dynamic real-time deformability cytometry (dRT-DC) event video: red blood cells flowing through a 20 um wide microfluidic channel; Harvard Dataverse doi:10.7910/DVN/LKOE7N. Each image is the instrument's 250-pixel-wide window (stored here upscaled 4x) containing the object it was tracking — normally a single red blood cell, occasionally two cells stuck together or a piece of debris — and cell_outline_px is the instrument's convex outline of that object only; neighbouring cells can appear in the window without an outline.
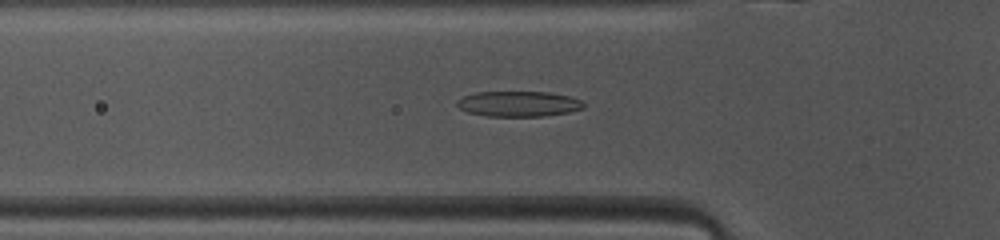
{"species": "common noctule bat (a hibernating species)", "species_latin": "Nyctalus noctula", "temperature_condition": "warm", "stored_images_in_passage": 47, "camera_frame_rate_fps": 3000, "um_per_image_px": 0.085, "animal": {"sex": "female", "body_mass_g": 10.0, "forearm_length_mm": 53.1}, "frame": {"image": 1, "passage_image": 14, "time_ms": 4.333, "image_size_px": [1000, 240], "cell_outline_px": [[584, 108], [568, 112], [544, 116], [488, 116], [468, 112], [460, 108], [456, 104], [456, 100], [464, 96], [476, 92], [552, 92], [568, 96], [580, 100], [584, 104]], "centroid_in_image_um": [44.07, 8.82], "position_along_channel_um": 81.7, "area_um2": 18.67}}
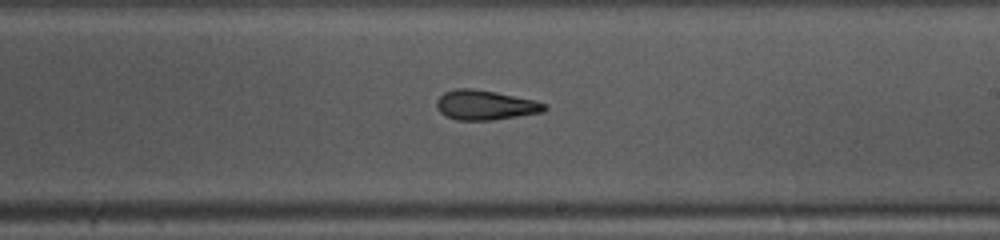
{"frame": {"image": 2, "passage_image": 26, "time_ms": 8.333, "image_size_px": [1000, 240], "cell_outline_px": [[548, 108], [544, 112], [492, 120], [456, 120], [440, 112], [436, 108], [436, 100], [444, 92], [456, 88], [472, 88], [496, 92], [536, 100], [544, 104]], "centroid_in_image_um": [41.24, 8.92], "position_along_channel_um": 247.8, "area_um2": 18.73}}
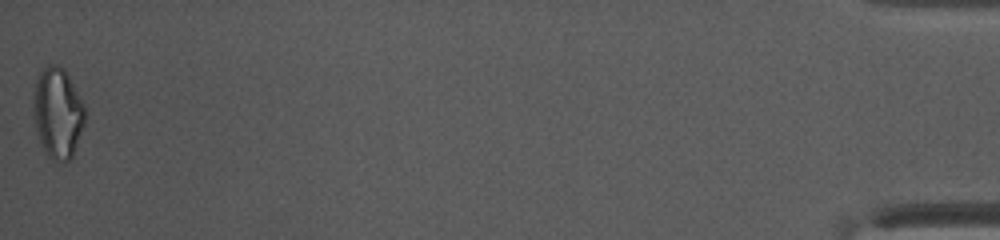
{"frame": {"image": 3, "passage_image": 47, "time_ms": 15.333, "image_size_px": [1000, 240], "cell_outline_px": [[84, 124], [72, 156], [68, 160], [52, 160], [48, 156], [40, 140], [36, 128], [32, 112], [32, 100], [36, 76], [48, 64], [56, 64], [64, 68], [84, 104]], "centroid_in_image_um": [4.87, 9.55], "position_along_channel_um": 430.3, "area_um2": 27.11}, "authors_computed_cell_mechanics": {"area_um2": 19.2474, "velocity_mm_per_s": 4.1317, "shape_relaxation_time_tau1_ms": 6.6013, "shape_relaxation_time_tau2_ms": 3.8335, "deformation_change_tau1": 0.2182, "deformation_change_tau2": 0.1389}}